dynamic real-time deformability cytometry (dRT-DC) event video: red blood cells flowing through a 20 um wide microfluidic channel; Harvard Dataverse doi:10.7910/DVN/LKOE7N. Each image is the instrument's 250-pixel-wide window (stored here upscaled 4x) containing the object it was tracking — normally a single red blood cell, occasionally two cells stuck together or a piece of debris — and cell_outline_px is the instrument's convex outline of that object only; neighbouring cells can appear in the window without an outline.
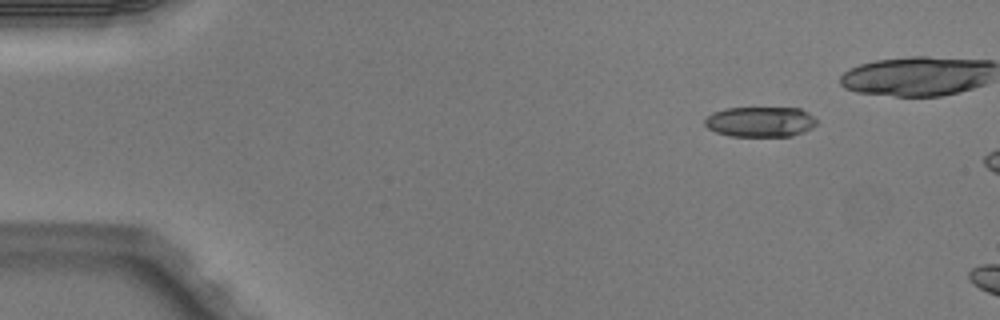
{"species": "Egyptian fruit bat (a non-hibernating species)", "species_latin": "Rousettus aegyptiacus", "temperature_condition": "warm", "stored_images_in_passage": 2, "camera_frame_rate_fps": 3000, "um_per_image_px": 0.085, "animal": {"sex": "male"}, "frame": {"image": 1, "passage_image": 1, "time_ms": 0.0, "image_size_px": [1000, 320], "cell_outline_px": [[816, 124], [812, 128], [792, 136], [732, 136], [716, 132], [708, 128], [704, 124], [704, 120], [712, 112], [724, 108], [800, 108], [808, 112], [816, 120]], "centroid_in_image_um": [64.61, 10.34], "position_along_channel_um": 20.4, "area_um2": 19.71}}